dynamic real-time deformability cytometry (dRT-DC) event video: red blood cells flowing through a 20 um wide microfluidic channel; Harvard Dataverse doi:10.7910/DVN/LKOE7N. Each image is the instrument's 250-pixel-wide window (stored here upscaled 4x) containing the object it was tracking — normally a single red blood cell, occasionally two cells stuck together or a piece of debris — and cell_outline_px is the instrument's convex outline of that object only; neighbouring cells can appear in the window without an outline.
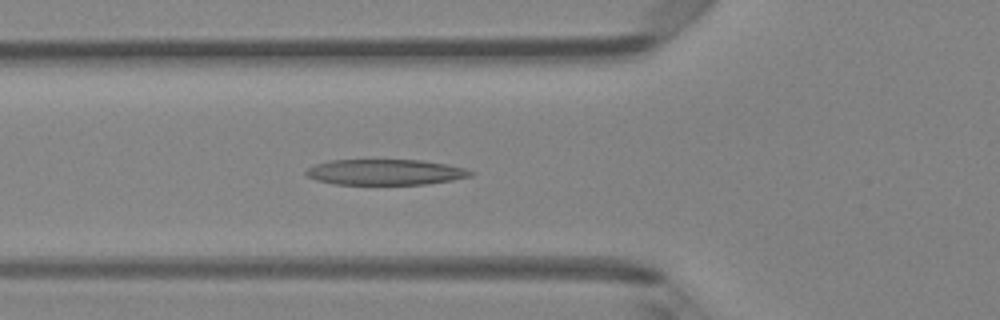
{"species": "Egyptian fruit bat (a non-hibernating species)", "species_latin": "Rousettus aegyptiacus", "temperature_condition": "room temperature", "stored_images_in_passage": 36, "camera_frame_rate_fps": 3000, "um_per_image_px": 0.085, "animal": {"sex": "female"}, "frame": {"image": 1, "passage_image": 5, "time_ms": 1.333, "image_size_px": [1000, 320], "cell_outline_px": [[476, 172], [472, 176], [452, 180], [428, 184], [332, 184], [316, 180], [308, 176], [304, 172], [308, 168], [316, 164], [328, 160], [420, 160], [448, 164], [464, 168]], "centroid_in_image_um": [32.77, 14.63], "position_along_channel_um": 93.0, "area_um2": 24.68}}
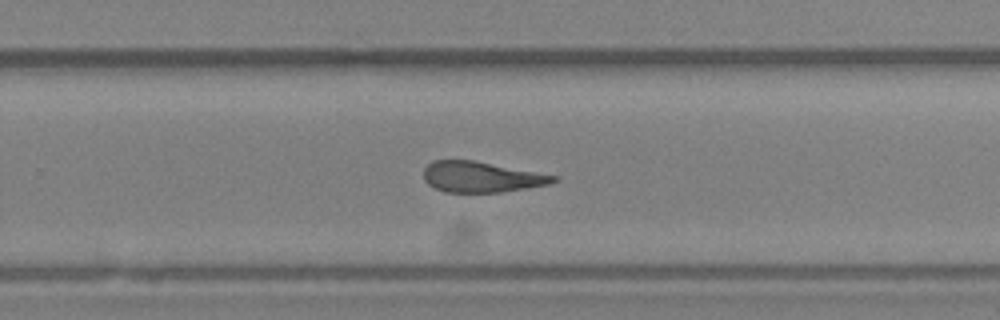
{"frame": {"image": 2, "passage_image": 19, "time_ms": 6.0, "image_size_px": [1000, 320], "cell_outline_px": [[560, 176], [556, 180], [548, 184], [528, 188], [500, 192], [444, 192], [428, 184], [424, 180], [424, 168], [432, 160], [472, 160]], "centroid_in_image_um": [40.91, 15.04], "position_along_channel_um": 288.9, "area_um2": 23.12}}
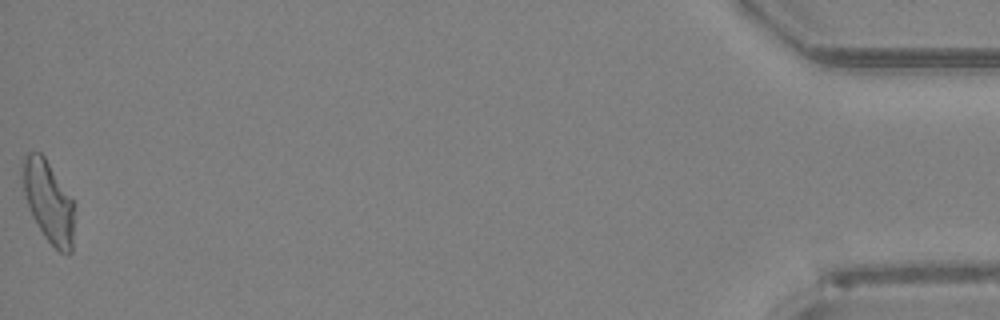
{"frame": {"image": 3, "passage_image": 36, "time_ms": 11.667, "image_size_px": [1000, 320], "cell_outline_px": [[72, 252], [60, 252], [44, 236], [32, 216], [28, 208], [24, 196], [20, 160], [24, 152], [40, 152], [44, 156], [72, 200]], "centroid_in_image_um": [4.03, 17.05], "position_along_channel_um": 431.2, "area_um2": 24.22}, "authors_computed_cell_mechanics": {"area_um2": 24.3627, "velocity_mm_per_s": 4.1926, "shape_relaxation_time_tau1_ms": 7.7691, "shape_relaxation_time_tau2_ms": 3.7003, "deformation_change_tau1": 0.2685, "deformation_change_tau2": 0.1638}}